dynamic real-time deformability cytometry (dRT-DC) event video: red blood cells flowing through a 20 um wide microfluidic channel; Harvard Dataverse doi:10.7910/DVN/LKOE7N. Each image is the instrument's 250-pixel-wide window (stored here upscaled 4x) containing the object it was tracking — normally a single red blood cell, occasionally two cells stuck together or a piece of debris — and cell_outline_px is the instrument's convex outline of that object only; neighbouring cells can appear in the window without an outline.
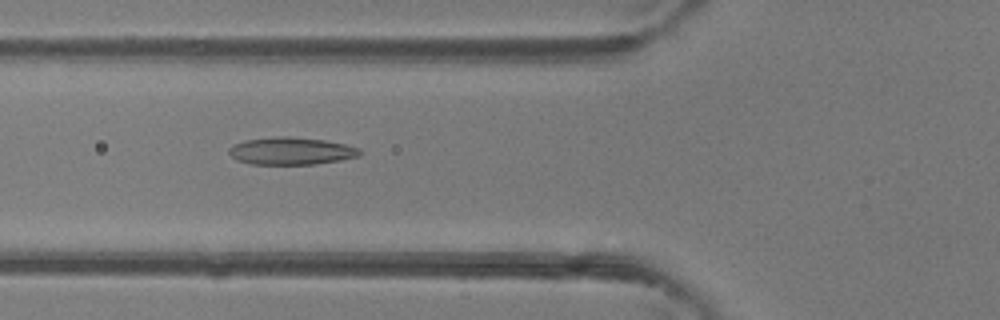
{"species": "common noctule bat (a hibernating species)", "species_latin": "Nyctalus noctula", "temperature_condition": "room temperature", "stored_images_in_passage": 47, "camera_frame_rate_fps": 3000, "um_per_image_px": 0.085, "animal": {"sex": "female"}, "frame": {"image": 1, "passage_image": 18, "time_ms": 5.667, "image_size_px": [1000, 320], "cell_outline_px": [[360, 156], [340, 160], [316, 164], [252, 164], [236, 160], [228, 152], [228, 148], [232, 144], [244, 140], [276, 136], [288, 136], [324, 140], [344, 144], [360, 148]], "centroid_in_image_um": [24.71, 12.83], "position_along_channel_um": 101.1, "area_um2": 20.98}}
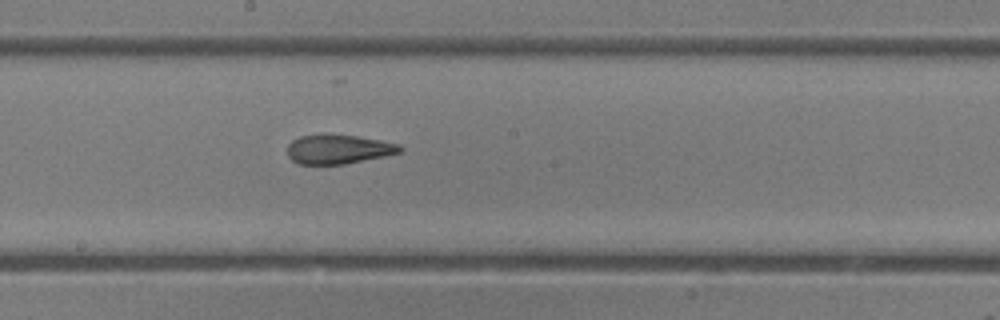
{"frame": {"image": 2, "passage_image": 26, "time_ms": 8.333, "image_size_px": [1000, 320], "cell_outline_px": [[404, 152], [344, 164], [300, 164], [292, 160], [288, 156], [288, 144], [292, 140], [300, 136], [356, 136], [380, 140], [400, 144], [404, 148]], "centroid_in_image_um": [28.81, 12.71], "position_along_channel_um": 219.4, "area_um2": 18.79}}
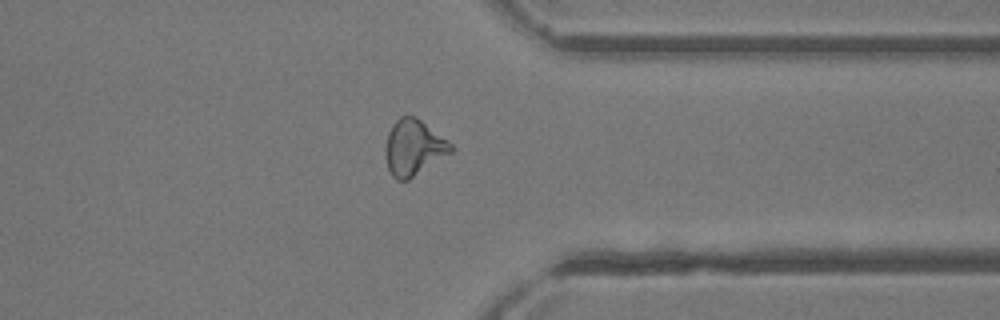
{"frame": {"image": 3, "passage_image": 37, "time_ms": 12.0, "image_size_px": [1000, 320], "cell_outline_px": [[456, 148], [452, 152], [408, 180], [396, 180], [392, 176], [388, 168], [384, 156], [384, 148], [388, 132], [392, 124], [400, 116], [416, 116], [448, 140]], "centroid_in_image_um": [35.14, 12.54], "position_along_channel_um": 376.3, "area_um2": 21.5}, "authors_computed_cell_mechanics": {"area_um2": 20.9814, "velocity_mm_per_s": 4.4145, "shape_relaxation_time_tau1_ms": 9.7319, "shape_relaxation_time_tau2_ms": 1.2897, "deformation_change_tau1": 0.2875, "deformation_change_tau2": 0.0984}}